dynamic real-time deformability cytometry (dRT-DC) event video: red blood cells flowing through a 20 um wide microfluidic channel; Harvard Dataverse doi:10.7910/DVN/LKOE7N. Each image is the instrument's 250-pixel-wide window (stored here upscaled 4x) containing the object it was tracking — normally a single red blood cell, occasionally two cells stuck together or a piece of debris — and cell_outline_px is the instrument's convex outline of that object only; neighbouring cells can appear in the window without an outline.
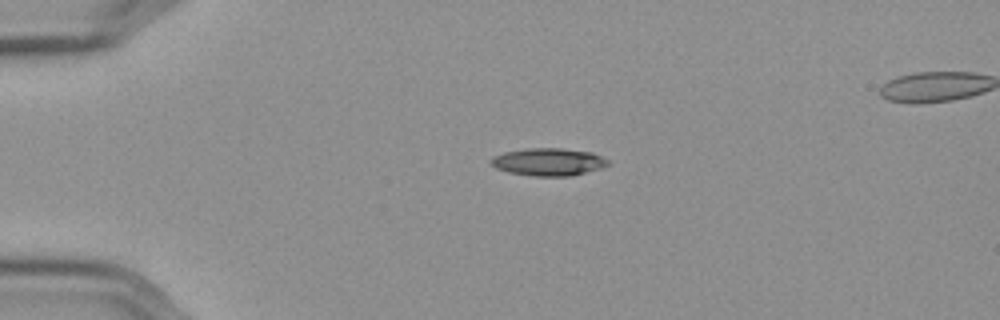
{"species": "Egyptian fruit bat (a non-hibernating species)", "species_latin": "Rousettus aegyptiacus", "temperature_condition": "cold", "stored_images_in_passage": 45, "camera_frame_rate_fps": 3000, "um_per_image_px": 0.085, "frame": {"image": 1, "passage_image": 1, "time_ms": 0.0, "image_size_px": [1000, 320], "cell_outline_px": [[608, 164], [600, 168], [568, 176], [532, 176], [508, 172], [496, 168], [488, 160], [492, 156], [504, 152], [528, 148], [560, 148], [592, 152], [608, 160]], "centroid_in_image_um": [46.56, 13.75], "position_along_channel_um": 38.4, "area_um2": 18.67}}
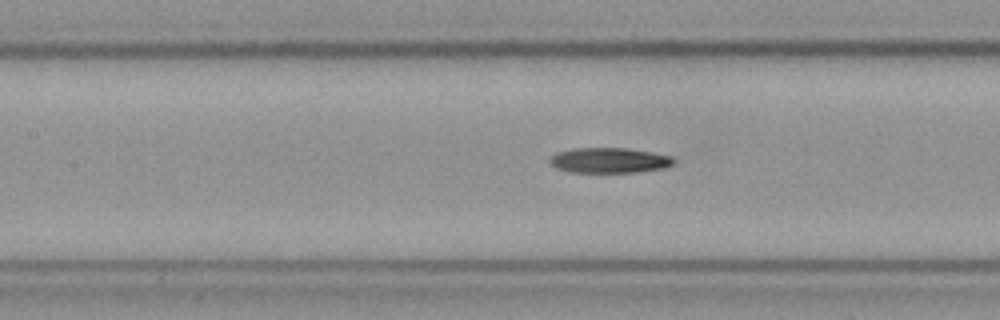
{"frame": {"image": 2, "passage_image": 14, "time_ms": 4.333, "image_size_px": [1000, 320], "cell_outline_px": [[676, 160], [672, 164], [664, 168], [636, 172], [568, 172], [556, 168], [548, 160], [556, 152], [572, 148], [628, 148], [652, 152], [672, 156]], "centroid_in_image_um": [51.78, 13.62], "position_along_channel_um": 155.6, "area_um2": 18.32}}
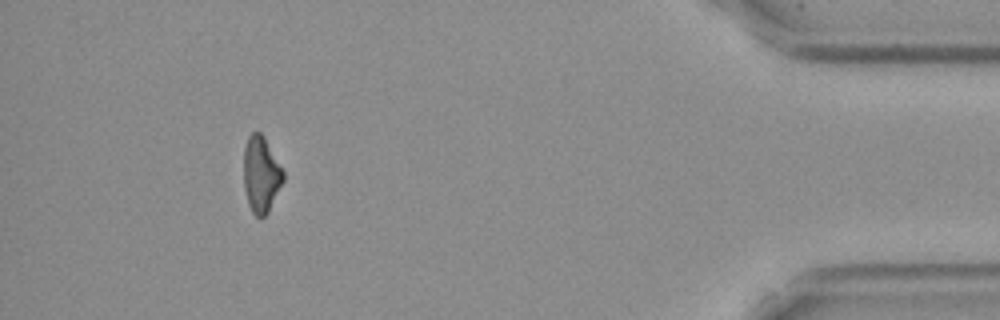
{"frame": {"image": 3, "passage_image": 40, "time_ms": 13.0, "image_size_px": [1000, 320], "cell_outline_px": [[284, 180], [268, 212], [260, 220], [252, 212], [248, 204], [244, 188], [244, 148], [248, 136], [252, 132], [260, 132], [264, 136], [284, 172]], "centroid_in_image_um": [22.18, 14.84], "position_along_channel_um": 413.0, "area_um2": 17.57}}